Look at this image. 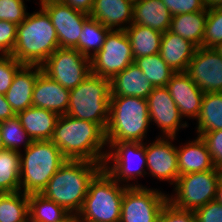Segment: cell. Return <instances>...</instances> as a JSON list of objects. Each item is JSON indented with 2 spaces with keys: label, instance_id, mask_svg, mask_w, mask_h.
<instances>
[{
  "label": "cell",
  "instance_id": "5b68a950",
  "mask_svg": "<svg viewBox=\"0 0 222 222\" xmlns=\"http://www.w3.org/2000/svg\"><path fill=\"white\" fill-rule=\"evenodd\" d=\"M24 152H20V191L41 194L67 159L51 140L32 141Z\"/></svg>",
  "mask_w": 222,
  "mask_h": 222
},
{
  "label": "cell",
  "instance_id": "484cf974",
  "mask_svg": "<svg viewBox=\"0 0 222 222\" xmlns=\"http://www.w3.org/2000/svg\"><path fill=\"white\" fill-rule=\"evenodd\" d=\"M208 9L172 16L169 31L202 47Z\"/></svg>",
  "mask_w": 222,
  "mask_h": 222
},
{
  "label": "cell",
  "instance_id": "e0dca14e",
  "mask_svg": "<svg viewBox=\"0 0 222 222\" xmlns=\"http://www.w3.org/2000/svg\"><path fill=\"white\" fill-rule=\"evenodd\" d=\"M183 119H197L202 105L204 92L185 72H177L166 85Z\"/></svg>",
  "mask_w": 222,
  "mask_h": 222
},
{
  "label": "cell",
  "instance_id": "3957f363",
  "mask_svg": "<svg viewBox=\"0 0 222 222\" xmlns=\"http://www.w3.org/2000/svg\"><path fill=\"white\" fill-rule=\"evenodd\" d=\"M59 48L56 30L50 16L41 7L28 13L17 25L12 56L23 65H42Z\"/></svg>",
  "mask_w": 222,
  "mask_h": 222
},
{
  "label": "cell",
  "instance_id": "4dcf8cb0",
  "mask_svg": "<svg viewBox=\"0 0 222 222\" xmlns=\"http://www.w3.org/2000/svg\"><path fill=\"white\" fill-rule=\"evenodd\" d=\"M109 31L108 27L89 16L83 23V30L78 41V51L91 59L101 50Z\"/></svg>",
  "mask_w": 222,
  "mask_h": 222
},
{
  "label": "cell",
  "instance_id": "d4e9b609",
  "mask_svg": "<svg viewBox=\"0 0 222 222\" xmlns=\"http://www.w3.org/2000/svg\"><path fill=\"white\" fill-rule=\"evenodd\" d=\"M171 20L172 14L161 0H134L132 24L165 33Z\"/></svg>",
  "mask_w": 222,
  "mask_h": 222
},
{
  "label": "cell",
  "instance_id": "f6af8a7d",
  "mask_svg": "<svg viewBox=\"0 0 222 222\" xmlns=\"http://www.w3.org/2000/svg\"><path fill=\"white\" fill-rule=\"evenodd\" d=\"M203 4L207 9L222 6V0H203Z\"/></svg>",
  "mask_w": 222,
  "mask_h": 222
},
{
  "label": "cell",
  "instance_id": "bcb514c9",
  "mask_svg": "<svg viewBox=\"0 0 222 222\" xmlns=\"http://www.w3.org/2000/svg\"><path fill=\"white\" fill-rule=\"evenodd\" d=\"M215 200L222 205V175L217 184L216 198Z\"/></svg>",
  "mask_w": 222,
  "mask_h": 222
},
{
  "label": "cell",
  "instance_id": "7dc6e473",
  "mask_svg": "<svg viewBox=\"0 0 222 222\" xmlns=\"http://www.w3.org/2000/svg\"><path fill=\"white\" fill-rule=\"evenodd\" d=\"M62 222H80L79 218L77 215L70 214L65 220Z\"/></svg>",
  "mask_w": 222,
  "mask_h": 222
},
{
  "label": "cell",
  "instance_id": "ac0fdd59",
  "mask_svg": "<svg viewBox=\"0 0 222 222\" xmlns=\"http://www.w3.org/2000/svg\"><path fill=\"white\" fill-rule=\"evenodd\" d=\"M69 94L70 90L41 72L33 88L32 106L47 109L59 116L65 115L69 107Z\"/></svg>",
  "mask_w": 222,
  "mask_h": 222
},
{
  "label": "cell",
  "instance_id": "74e56055",
  "mask_svg": "<svg viewBox=\"0 0 222 222\" xmlns=\"http://www.w3.org/2000/svg\"><path fill=\"white\" fill-rule=\"evenodd\" d=\"M157 222H197L194 211L177 208L167 201L162 208Z\"/></svg>",
  "mask_w": 222,
  "mask_h": 222
},
{
  "label": "cell",
  "instance_id": "44dd1931",
  "mask_svg": "<svg viewBox=\"0 0 222 222\" xmlns=\"http://www.w3.org/2000/svg\"><path fill=\"white\" fill-rule=\"evenodd\" d=\"M111 96H134L147 99L154 86L133 62L110 80Z\"/></svg>",
  "mask_w": 222,
  "mask_h": 222
},
{
  "label": "cell",
  "instance_id": "1f68e13d",
  "mask_svg": "<svg viewBox=\"0 0 222 222\" xmlns=\"http://www.w3.org/2000/svg\"><path fill=\"white\" fill-rule=\"evenodd\" d=\"M0 222H29L28 195L0 193Z\"/></svg>",
  "mask_w": 222,
  "mask_h": 222
},
{
  "label": "cell",
  "instance_id": "8fae6325",
  "mask_svg": "<svg viewBox=\"0 0 222 222\" xmlns=\"http://www.w3.org/2000/svg\"><path fill=\"white\" fill-rule=\"evenodd\" d=\"M42 72L68 90L91 74L90 58L77 49L58 48L41 65Z\"/></svg>",
  "mask_w": 222,
  "mask_h": 222
},
{
  "label": "cell",
  "instance_id": "ee69618b",
  "mask_svg": "<svg viewBox=\"0 0 222 222\" xmlns=\"http://www.w3.org/2000/svg\"><path fill=\"white\" fill-rule=\"evenodd\" d=\"M15 115L16 114L12 110L11 105L7 102L5 95L0 94V122L12 118Z\"/></svg>",
  "mask_w": 222,
  "mask_h": 222
},
{
  "label": "cell",
  "instance_id": "4316f807",
  "mask_svg": "<svg viewBox=\"0 0 222 222\" xmlns=\"http://www.w3.org/2000/svg\"><path fill=\"white\" fill-rule=\"evenodd\" d=\"M125 32L131 44L134 60L142 56L160 53L163 33L147 26L132 23Z\"/></svg>",
  "mask_w": 222,
  "mask_h": 222
},
{
  "label": "cell",
  "instance_id": "8992f818",
  "mask_svg": "<svg viewBox=\"0 0 222 222\" xmlns=\"http://www.w3.org/2000/svg\"><path fill=\"white\" fill-rule=\"evenodd\" d=\"M110 79L90 74L70 90L67 115L98 124L104 131L109 121Z\"/></svg>",
  "mask_w": 222,
  "mask_h": 222
},
{
  "label": "cell",
  "instance_id": "ab89813d",
  "mask_svg": "<svg viewBox=\"0 0 222 222\" xmlns=\"http://www.w3.org/2000/svg\"><path fill=\"white\" fill-rule=\"evenodd\" d=\"M17 24L0 20V55H11L16 43Z\"/></svg>",
  "mask_w": 222,
  "mask_h": 222
},
{
  "label": "cell",
  "instance_id": "f546056e",
  "mask_svg": "<svg viewBox=\"0 0 222 222\" xmlns=\"http://www.w3.org/2000/svg\"><path fill=\"white\" fill-rule=\"evenodd\" d=\"M20 191V152H0V193Z\"/></svg>",
  "mask_w": 222,
  "mask_h": 222
},
{
  "label": "cell",
  "instance_id": "52a82bcc",
  "mask_svg": "<svg viewBox=\"0 0 222 222\" xmlns=\"http://www.w3.org/2000/svg\"><path fill=\"white\" fill-rule=\"evenodd\" d=\"M126 188L102 169L89 184L83 206L77 214L80 222H119Z\"/></svg>",
  "mask_w": 222,
  "mask_h": 222
},
{
  "label": "cell",
  "instance_id": "2e32d148",
  "mask_svg": "<svg viewBox=\"0 0 222 222\" xmlns=\"http://www.w3.org/2000/svg\"><path fill=\"white\" fill-rule=\"evenodd\" d=\"M150 123L154 122L161 129L163 137H175L179 129L187 128L175 101L166 86L154 87L147 97ZM183 123V124H182Z\"/></svg>",
  "mask_w": 222,
  "mask_h": 222
},
{
  "label": "cell",
  "instance_id": "836d02e7",
  "mask_svg": "<svg viewBox=\"0 0 222 222\" xmlns=\"http://www.w3.org/2000/svg\"><path fill=\"white\" fill-rule=\"evenodd\" d=\"M0 131L5 149L20 152L22 143L24 150L32 143V139L20 124L17 115L0 122Z\"/></svg>",
  "mask_w": 222,
  "mask_h": 222
},
{
  "label": "cell",
  "instance_id": "ba28073f",
  "mask_svg": "<svg viewBox=\"0 0 222 222\" xmlns=\"http://www.w3.org/2000/svg\"><path fill=\"white\" fill-rule=\"evenodd\" d=\"M107 146V148H110L103 169L119 184L126 187H143L141 184H130L128 182L130 180L135 181L138 176L142 178V176L148 174L144 169L147 167L145 143L119 141L107 142ZM110 161H112V164Z\"/></svg>",
  "mask_w": 222,
  "mask_h": 222
},
{
  "label": "cell",
  "instance_id": "7a4b0ae2",
  "mask_svg": "<svg viewBox=\"0 0 222 222\" xmlns=\"http://www.w3.org/2000/svg\"><path fill=\"white\" fill-rule=\"evenodd\" d=\"M103 169L100 163L67 160L48 181L42 195L77 215L88 193L90 182Z\"/></svg>",
  "mask_w": 222,
  "mask_h": 222
},
{
  "label": "cell",
  "instance_id": "d6986e66",
  "mask_svg": "<svg viewBox=\"0 0 222 222\" xmlns=\"http://www.w3.org/2000/svg\"><path fill=\"white\" fill-rule=\"evenodd\" d=\"M133 7L134 0H94L89 16L110 30H126L132 23Z\"/></svg>",
  "mask_w": 222,
  "mask_h": 222
},
{
  "label": "cell",
  "instance_id": "83f0119b",
  "mask_svg": "<svg viewBox=\"0 0 222 222\" xmlns=\"http://www.w3.org/2000/svg\"><path fill=\"white\" fill-rule=\"evenodd\" d=\"M197 120V135L222 130V92L204 93Z\"/></svg>",
  "mask_w": 222,
  "mask_h": 222
},
{
  "label": "cell",
  "instance_id": "5bb4252c",
  "mask_svg": "<svg viewBox=\"0 0 222 222\" xmlns=\"http://www.w3.org/2000/svg\"><path fill=\"white\" fill-rule=\"evenodd\" d=\"M204 93L222 92V56L198 47L185 72Z\"/></svg>",
  "mask_w": 222,
  "mask_h": 222
},
{
  "label": "cell",
  "instance_id": "cb8c5ba5",
  "mask_svg": "<svg viewBox=\"0 0 222 222\" xmlns=\"http://www.w3.org/2000/svg\"><path fill=\"white\" fill-rule=\"evenodd\" d=\"M179 176L215 168L209 150L201 137L177 147Z\"/></svg>",
  "mask_w": 222,
  "mask_h": 222
},
{
  "label": "cell",
  "instance_id": "7bdbcfd3",
  "mask_svg": "<svg viewBox=\"0 0 222 222\" xmlns=\"http://www.w3.org/2000/svg\"><path fill=\"white\" fill-rule=\"evenodd\" d=\"M71 8L90 14L94 0H59Z\"/></svg>",
  "mask_w": 222,
  "mask_h": 222
},
{
  "label": "cell",
  "instance_id": "f35d334b",
  "mask_svg": "<svg viewBox=\"0 0 222 222\" xmlns=\"http://www.w3.org/2000/svg\"><path fill=\"white\" fill-rule=\"evenodd\" d=\"M200 137L205 142L215 167L222 170V130L205 132Z\"/></svg>",
  "mask_w": 222,
  "mask_h": 222
},
{
  "label": "cell",
  "instance_id": "7402d4cb",
  "mask_svg": "<svg viewBox=\"0 0 222 222\" xmlns=\"http://www.w3.org/2000/svg\"><path fill=\"white\" fill-rule=\"evenodd\" d=\"M197 48L191 41L168 30L161 39L160 55L175 73L186 72Z\"/></svg>",
  "mask_w": 222,
  "mask_h": 222
},
{
  "label": "cell",
  "instance_id": "e575fe53",
  "mask_svg": "<svg viewBox=\"0 0 222 222\" xmlns=\"http://www.w3.org/2000/svg\"><path fill=\"white\" fill-rule=\"evenodd\" d=\"M220 42H222V6L208 9L202 47L214 48Z\"/></svg>",
  "mask_w": 222,
  "mask_h": 222
},
{
  "label": "cell",
  "instance_id": "c3c4849f",
  "mask_svg": "<svg viewBox=\"0 0 222 222\" xmlns=\"http://www.w3.org/2000/svg\"><path fill=\"white\" fill-rule=\"evenodd\" d=\"M213 49L222 56V42L218 43Z\"/></svg>",
  "mask_w": 222,
  "mask_h": 222
},
{
  "label": "cell",
  "instance_id": "681fc988",
  "mask_svg": "<svg viewBox=\"0 0 222 222\" xmlns=\"http://www.w3.org/2000/svg\"><path fill=\"white\" fill-rule=\"evenodd\" d=\"M4 149H5V147H4L3 141L1 139V131H0V152Z\"/></svg>",
  "mask_w": 222,
  "mask_h": 222
},
{
  "label": "cell",
  "instance_id": "f1b7e54d",
  "mask_svg": "<svg viewBox=\"0 0 222 222\" xmlns=\"http://www.w3.org/2000/svg\"><path fill=\"white\" fill-rule=\"evenodd\" d=\"M29 222H62L70 213L42 194L28 195Z\"/></svg>",
  "mask_w": 222,
  "mask_h": 222
},
{
  "label": "cell",
  "instance_id": "6da1fadb",
  "mask_svg": "<svg viewBox=\"0 0 222 222\" xmlns=\"http://www.w3.org/2000/svg\"><path fill=\"white\" fill-rule=\"evenodd\" d=\"M51 141L67 160H86L104 166L108 151H103L107 147L106 136L96 123L61 115Z\"/></svg>",
  "mask_w": 222,
  "mask_h": 222
},
{
  "label": "cell",
  "instance_id": "60d3db41",
  "mask_svg": "<svg viewBox=\"0 0 222 222\" xmlns=\"http://www.w3.org/2000/svg\"><path fill=\"white\" fill-rule=\"evenodd\" d=\"M172 16L206 10L203 0H161Z\"/></svg>",
  "mask_w": 222,
  "mask_h": 222
},
{
  "label": "cell",
  "instance_id": "8d00e7d4",
  "mask_svg": "<svg viewBox=\"0 0 222 222\" xmlns=\"http://www.w3.org/2000/svg\"><path fill=\"white\" fill-rule=\"evenodd\" d=\"M27 14L24 0H0V20L18 25Z\"/></svg>",
  "mask_w": 222,
  "mask_h": 222
},
{
  "label": "cell",
  "instance_id": "9c48e42d",
  "mask_svg": "<svg viewBox=\"0 0 222 222\" xmlns=\"http://www.w3.org/2000/svg\"><path fill=\"white\" fill-rule=\"evenodd\" d=\"M221 175L222 170L216 167L209 171L181 175L173 188L175 194L168 195V201L177 208L195 211L215 200Z\"/></svg>",
  "mask_w": 222,
  "mask_h": 222
},
{
  "label": "cell",
  "instance_id": "603a6c76",
  "mask_svg": "<svg viewBox=\"0 0 222 222\" xmlns=\"http://www.w3.org/2000/svg\"><path fill=\"white\" fill-rule=\"evenodd\" d=\"M16 115L32 141L51 140L59 118L55 112L34 106Z\"/></svg>",
  "mask_w": 222,
  "mask_h": 222
},
{
  "label": "cell",
  "instance_id": "b9f144b4",
  "mask_svg": "<svg viewBox=\"0 0 222 222\" xmlns=\"http://www.w3.org/2000/svg\"><path fill=\"white\" fill-rule=\"evenodd\" d=\"M197 222H222V205L216 200L194 211Z\"/></svg>",
  "mask_w": 222,
  "mask_h": 222
},
{
  "label": "cell",
  "instance_id": "ffe728a7",
  "mask_svg": "<svg viewBox=\"0 0 222 222\" xmlns=\"http://www.w3.org/2000/svg\"><path fill=\"white\" fill-rule=\"evenodd\" d=\"M41 72L40 65H23L14 75L5 98L15 114L32 106L33 88Z\"/></svg>",
  "mask_w": 222,
  "mask_h": 222
},
{
  "label": "cell",
  "instance_id": "4fadbf2b",
  "mask_svg": "<svg viewBox=\"0 0 222 222\" xmlns=\"http://www.w3.org/2000/svg\"><path fill=\"white\" fill-rule=\"evenodd\" d=\"M40 7L50 16L57 33L59 48L78 50L83 23L89 15L73 9L59 0H40Z\"/></svg>",
  "mask_w": 222,
  "mask_h": 222
},
{
  "label": "cell",
  "instance_id": "277c9868",
  "mask_svg": "<svg viewBox=\"0 0 222 222\" xmlns=\"http://www.w3.org/2000/svg\"><path fill=\"white\" fill-rule=\"evenodd\" d=\"M150 118L147 99L134 96H110L106 142H143Z\"/></svg>",
  "mask_w": 222,
  "mask_h": 222
},
{
  "label": "cell",
  "instance_id": "d6a6232c",
  "mask_svg": "<svg viewBox=\"0 0 222 222\" xmlns=\"http://www.w3.org/2000/svg\"><path fill=\"white\" fill-rule=\"evenodd\" d=\"M134 63L142 70L154 87L166 86L175 72L162 59L160 53L136 58Z\"/></svg>",
  "mask_w": 222,
  "mask_h": 222
},
{
  "label": "cell",
  "instance_id": "9a60e30c",
  "mask_svg": "<svg viewBox=\"0 0 222 222\" xmlns=\"http://www.w3.org/2000/svg\"><path fill=\"white\" fill-rule=\"evenodd\" d=\"M175 137L158 136L152 143L145 142L146 170L159 181L175 185L179 178L177 147L172 141Z\"/></svg>",
  "mask_w": 222,
  "mask_h": 222
},
{
  "label": "cell",
  "instance_id": "30bf717a",
  "mask_svg": "<svg viewBox=\"0 0 222 222\" xmlns=\"http://www.w3.org/2000/svg\"><path fill=\"white\" fill-rule=\"evenodd\" d=\"M133 62L131 44L125 30H110L101 50L90 59L91 74L111 80Z\"/></svg>",
  "mask_w": 222,
  "mask_h": 222
},
{
  "label": "cell",
  "instance_id": "7c38bea8",
  "mask_svg": "<svg viewBox=\"0 0 222 222\" xmlns=\"http://www.w3.org/2000/svg\"><path fill=\"white\" fill-rule=\"evenodd\" d=\"M168 194L158 189L127 187L124 191L119 222H157Z\"/></svg>",
  "mask_w": 222,
  "mask_h": 222
},
{
  "label": "cell",
  "instance_id": "d590c367",
  "mask_svg": "<svg viewBox=\"0 0 222 222\" xmlns=\"http://www.w3.org/2000/svg\"><path fill=\"white\" fill-rule=\"evenodd\" d=\"M22 66L12 55H0V94L5 95Z\"/></svg>",
  "mask_w": 222,
  "mask_h": 222
}]
</instances>
